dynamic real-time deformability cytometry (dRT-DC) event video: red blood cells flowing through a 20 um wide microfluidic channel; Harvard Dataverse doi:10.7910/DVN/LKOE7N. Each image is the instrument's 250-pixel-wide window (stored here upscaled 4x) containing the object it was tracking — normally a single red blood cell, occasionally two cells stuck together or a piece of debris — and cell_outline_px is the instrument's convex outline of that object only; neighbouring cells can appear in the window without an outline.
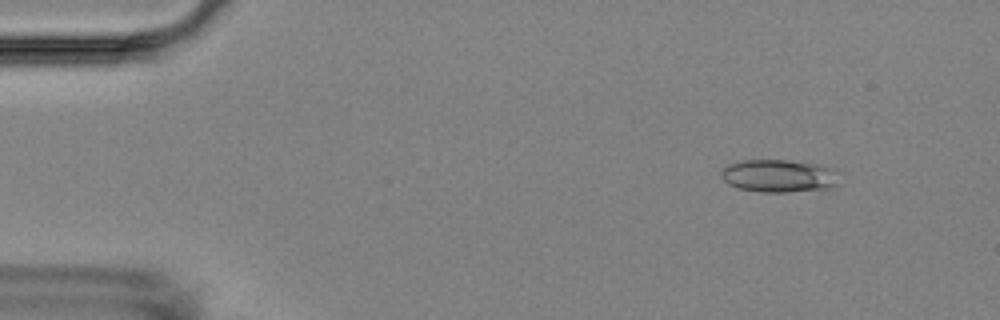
{"species": "Egyptian fruit bat (a non-hibernating species)", "species_latin": "Rousettus aegyptiacus", "temperature_condition": "room temperature", "stored_images_in_passage": 4, "camera_frame_rate_fps": 3000, "um_per_image_px": 0.085, "animal": {"sex": "female"}, "frame": {"image": 1, "passage_image": 2, "time_ms": 1.0, "image_size_px": [1000, 320], "cell_outline_px": [[840, 172], [836, 184], [832, 188], [788, 192], [764, 192], [740, 188], [728, 184], [720, 176], [720, 172], [728, 164], [744, 160], [788, 160], [816, 164], [836, 168]], "centroid_in_image_um": [66.25, 14.94], "position_along_channel_um": 18.8, "area_um2": 22.72}}